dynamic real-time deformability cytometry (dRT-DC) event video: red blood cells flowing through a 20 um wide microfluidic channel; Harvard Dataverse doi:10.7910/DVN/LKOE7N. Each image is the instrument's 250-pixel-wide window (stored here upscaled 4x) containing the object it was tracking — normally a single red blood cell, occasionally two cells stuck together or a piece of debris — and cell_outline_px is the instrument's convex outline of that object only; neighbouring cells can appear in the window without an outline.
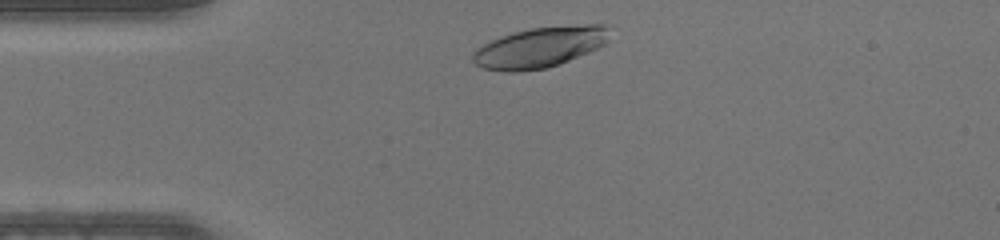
{"species": "human", "species_latin": "Homo sapiens", "temperature_condition": "warm", "stored_images_in_passage": 29, "camera_frame_rate_fps": 3000, "um_per_image_px": 0.085, "donor": {"sex": "male"}, "frame": {"image": 1, "passage_image": 2, "time_ms": 0.333, "image_size_px": [1000, 240], "cell_outline_px": [[612, 24], [608, 40], [604, 44], [588, 52], [568, 60], [544, 68], [520, 72], [504, 72], [480, 68], [472, 60], [472, 52], [476, 48], [500, 36], [512, 32], [532, 28], [584, 24]], "centroid_in_image_um": [45.88, 4.01], "position_along_channel_um": 39.1, "area_um2": 32.54}}
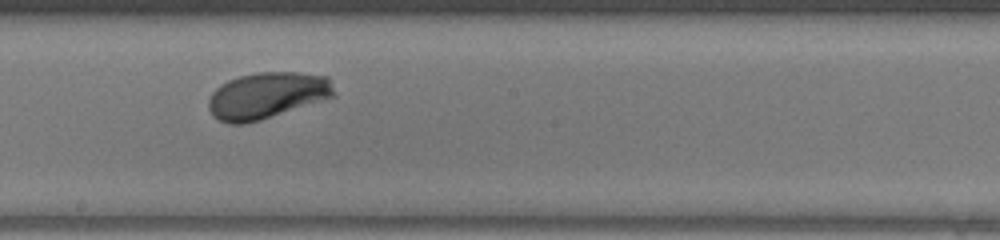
{"frame": {"image": 2, "passage_image": 17, "time_ms": 5.333, "image_size_px": [1000, 240], "cell_outline_px": [[336, 96], [260, 120], [244, 124], [228, 124], [212, 116], [208, 108], [208, 100], [212, 92], [220, 84], [228, 80], [240, 76], [256, 72], [300, 72], [328, 76], [332, 80], [336, 92]], "centroid_in_image_um": [22.71, 8.1], "position_along_channel_um": 225.5, "area_um2": 34.33}}
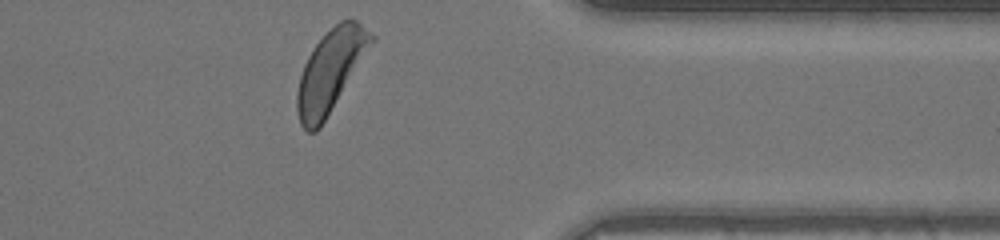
{"frame": {"image": 3, "passage_image": 29, "time_ms": 9.333, "image_size_px": [1000, 240], "cell_outline_px": [[376, 40], [320, 128], [316, 132], [308, 132], [300, 124], [296, 108], [296, 96], [300, 76], [304, 64], [308, 56], [316, 44], [340, 20], [356, 20], [376, 36]], "centroid_in_image_um": [28.11, 6.05], "position_along_channel_um": 383.3, "area_um2": 35.08}}